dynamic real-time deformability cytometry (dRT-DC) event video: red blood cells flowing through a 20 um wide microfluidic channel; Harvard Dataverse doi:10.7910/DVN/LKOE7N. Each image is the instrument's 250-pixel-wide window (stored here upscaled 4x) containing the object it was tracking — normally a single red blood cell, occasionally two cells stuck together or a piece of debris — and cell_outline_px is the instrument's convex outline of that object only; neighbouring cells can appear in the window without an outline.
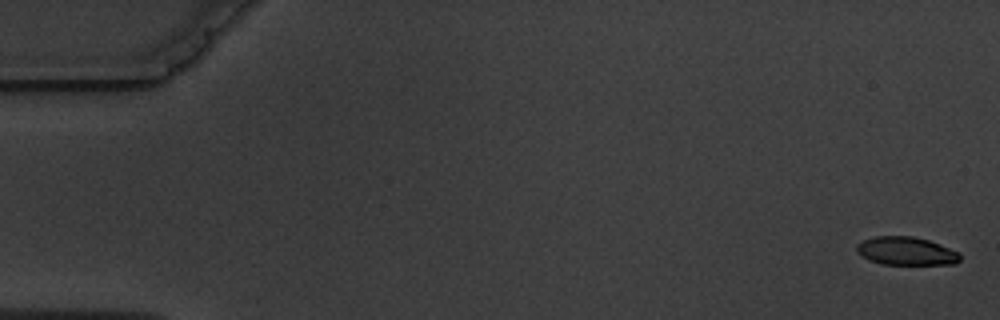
{"species": "common noctule bat (a hibernating species)", "species_latin": "Nyctalus noctula", "temperature_condition": "warm", "stored_images_in_passage": 5, "camera_frame_rate_fps": 3000, "um_per_image_px": 0.085, "animal": {"sex": "male", "body_mass_g": 19.5, "forearm_length_mm": 54.6}, "frame": {"image": 1, "passage_image": 1, "time_ms": 0.0, "image_size_px": [1000, 320], "cell_outline_px": [[960, 260], [956, 264], [884, 264], [868, 260], [860, 256], [856, 252], [856, 244], [864, 240], [876, 236], [912, 236], [928, 240], [940, 244], [960, 252]], "centroid_in_image_um": [77.01, 21.34], "position_along_channel_um": 8.0, "area_um2": 17.11}}
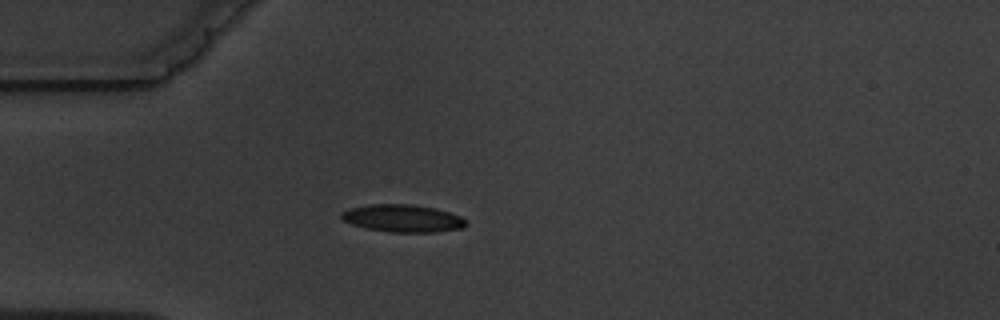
{"frame": {"image": 2, "passage_image": 5, "time_ms": 5.0, "image_size_px": [1000, 320], "cell_outline_px": [[468, 224], [464, 228], [436, 232], [388, 232], [364, 228], [352, 224], [344, 220], [340, 216], [340, 212], [348, 208], [368, 204], [416, 204], [436, 208], [460, 216]], "centroid_in_image_um": [34.21, 18.55], "position_along_channel_um": 50.8, "area_um2": 20.23}}